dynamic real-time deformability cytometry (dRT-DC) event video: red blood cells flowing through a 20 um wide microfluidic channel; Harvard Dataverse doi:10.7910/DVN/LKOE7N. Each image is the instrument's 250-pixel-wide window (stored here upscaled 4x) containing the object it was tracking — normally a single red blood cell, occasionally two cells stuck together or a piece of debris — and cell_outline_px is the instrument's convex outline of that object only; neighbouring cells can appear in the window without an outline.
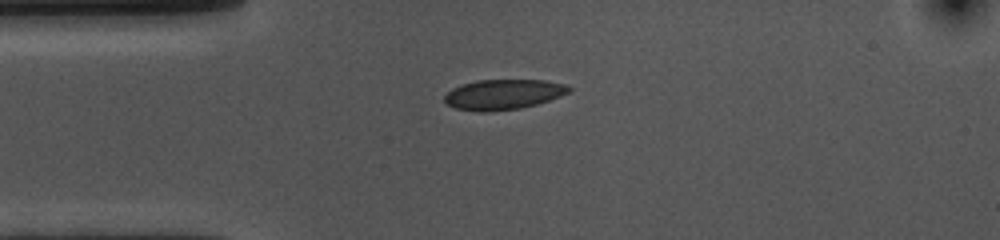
{"species": "common noctule bat (a hibernating species)", "species_latin": "Nyctalus noctula", "temperature_condition": "cold", "stored_images_in_passage": 43, "camera_frame_rate_fps": 3000, "um_per_image_px": 0.085, "animal": {"sex": "female", "body_mass_g": 10.0, "forearm_length_mm": 53.1}, "frame": {"image": 1, "passage_image": 1, "time_ms": 0.0, "image_size_px": [1000, 240], "cell_outline_px": [[572, 88], [568, 92], [560, 96], [536, 104], [520, 108], [488, 112], [480, 112], [456, 108], [448, 104], [444, 100], [444, 96], [452, 88], [476, 80], [544, 80], [568, 84]], "centroid_in_image_um": [42.79, 8.02], "position_along_channel_um": 42.2, "area_um2": 21.79}}
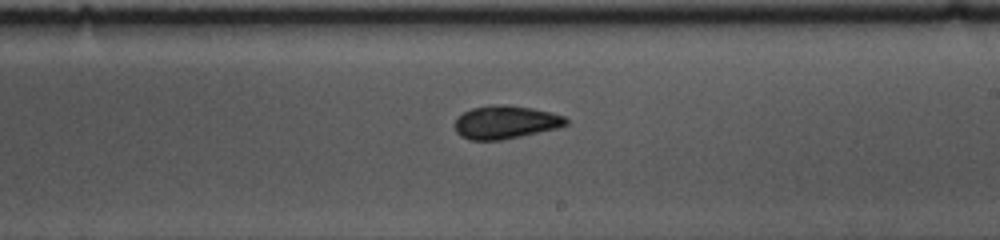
{"frame": {"image": 2, "passage_image": 19, "time_ms": 6.0, "image_size_px": [1000, 240], "cell_outline_px": [[568, 124], [556, 128], [520, 136], [500, 140], [468, 140], [460, 136], [456, 132], [452, 124], [456, 116], [472, 108], [500, 104], [508, 104], [532, 108], [552, 112], [564, 116], [568, 120]], "centroid_in_image_um": [42.91, 10.38], "position_along_channel_um": 246.1, "area_um2": 21.68}}
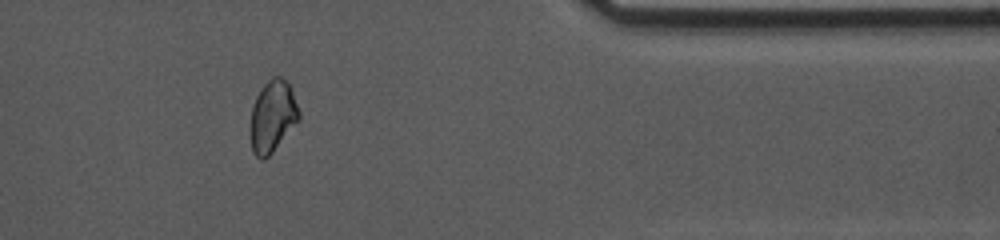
{"frame": {"image": 3, "passage_image": 33, "time_ms": 10.667, "image_size_px": [1000, 240], "cell_outline_px": [[300, 120], [272, 152], [264, 160], [260, 160], [252, 152], [248, 128], [252, 108], [256, 96], [260, 88], [272, 76], [280, 76], [288, 80], [300, 112]], "centroid_in_image_um": [23.15, 9.89], "position_along_channel_um": 388.3, "area_um2": 20.87}, "authors_computed_cell_mechanics": {"area_um2": 21.4438, "velocity_mm_per_s": 3.6138, "shape_relaxation_time_tau1_ms": 2.9015, "shape_relaxation_time_tau2_ms": 2.6917, "deformation_change_tau1": 0.0791, "deformation_change_tau2": 0.0399}}